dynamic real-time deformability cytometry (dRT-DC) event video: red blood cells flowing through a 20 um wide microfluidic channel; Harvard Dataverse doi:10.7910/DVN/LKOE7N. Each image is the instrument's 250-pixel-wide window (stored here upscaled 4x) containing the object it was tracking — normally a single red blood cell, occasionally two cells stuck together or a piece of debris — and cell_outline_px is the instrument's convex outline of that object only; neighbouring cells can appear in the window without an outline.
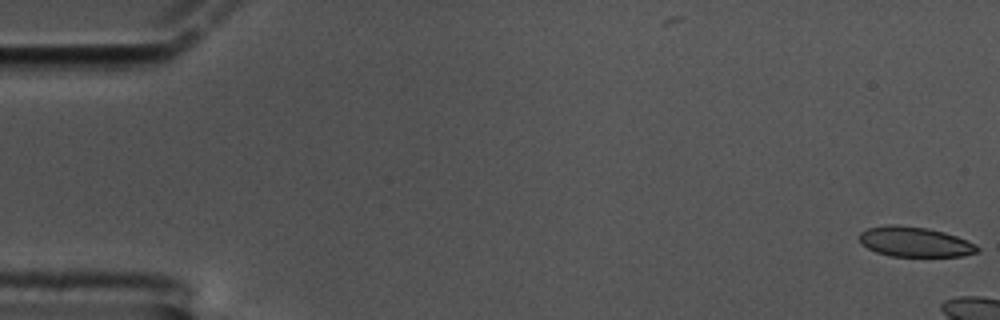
{"species": "common noctule bat (a hibernating species)", "species_latin": "Nyctalus noctula", "temperature_condition": "cold", "stored_images_in_passage": 12, "camera_frame_rate_fps": 3000, "um_per_image_px": 0.085, "animal": {"sex": "male", "body_mass_g": 17.5, "forearm_length_mm": 52.3}, "frame": {"image": 1, "passage_image": 1, "time_ms": 0.0, "image_size_px": [1000, 320], "cell_outline_px": [[980, 252], [964, 256], [892, 256], [876, 252], [860, 244], [860, 232], [868, 228], [888, 224], [896, 224], [928, 228], [944, 232], [956, 236], [976, 244], [980, 248]], "centroid_in_image_um": [77.78, 20.55], "position_along_channel_um": 7.2, "area_um2": 20.75}}